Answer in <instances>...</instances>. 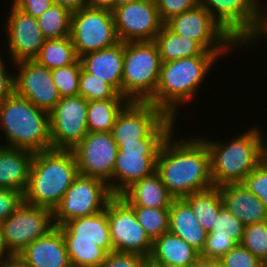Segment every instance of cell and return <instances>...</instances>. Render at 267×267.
Instances as JSON below:
<instances>
[{
	"label": "cell",
	"mask_w": 267,
	"mask_h": 267,
	"mask_svg": "<svg viewBox=\"0 0 267 267\" xmlns=\"http://www.w3.org/2000/svg\"><path fill=\"white\" fill-rule=\"evenodd\" d=\"M224 30L242 46L255 32L262 16L259 0H198Z\"/></svg>",
	"instance_id": "15"
},
{
	"label": "cell",
	"mask_w": 267,
	"mask_h": 267,
	"mask_svg": "<svg viewBox=\"0 0 267 267\" xmlns=\"http://www.w3.org/2000/svg\"><path fill=\"white\" fill-rule=\"evenodd\" d=\"M138 223L152 241L169 231V208L132 207Z\"/></svg>",
	"instance_id": "34"
},
{
	"label": "cell",
	"mask_w": 267,
	"mask_h": 267,
	"mask_svg": "<svg viewBox=\"0 0 267 267\" xmlns=\"http://www.w3.org/2000/svg\"><path fill=\"white\" fill-rule=\"evenodd\" d=\"M192 208L199 224L207 232L212 231L216 216L224 207L218 187L195 192L183 198Z\"/></svg>",
	"instance_id": "29"
},
{
	"label": "cell",
	"mask_w": 267,
	"mask_h": 267,
	"mask_svg": "<svg viewBox=\"0 0 267 267\" xmlns=\"http://www.w3.org/2000/svg\"><path fill=\"white\" fill-rule=\"evenodd\" d=\"M70 37L78 57L120 42L112 10L89 6L72 12Z\"/></svg>",
	"instance_id": "11"
},
{
	"label": "cell",
	"mask_w": 267,
	"mask_h": 267,
	"mask_svg": "<svg viewBox=\"0 0 267 267\" xmlns=\"http://www.w3.org/2000/svg\"><path fill=\"white\" fill-rule=\"evenodd\" d=\"M19 256L28 267H72L61 230L56 226L30 243Z\"/></svg>",
	"instance_id": "20"
},
{
	"label": "cell",
	"mask_w": 267,
	"mask_h": 267,
	"mask_svg": "<svg viewBox=\"0 0 267 267\" xmlns=\"http://www.w3.org/2000/svg\"><path fill=\"white\" fill-rule=\"evenodd\" d=\"M128 102L127 99L88 101V132H111L119 112Z\"/></svg>",
	"instance_id": "31"
},
{
	"label": "cell",
	"mask_w": 267,
	"mask_h": 267,
	"mask_svg": "<svg viewBox=\"0 0 267 267\" xmlns=\"http://www.w3.org/2000/svg\"><path fill=\"white\" fill-rule=\"evenodd\" d=\"M88 6L93 8L114 9V0H88Z\"/></svg>",
	"instance_id": "51"
},
{
	"label": "cell",
	"mask_w": 267,
	"mask_h": 267,
	"mask_svg": "<svg viewBox=\"0 0 267 267\" xmlns=\"http://www.w3.org/2000/svg\"><path fill=\"white\" fill-rule=\"evenodd\" d=\"M13 66L16 67L14 92L27 98L34 106L50 112L61 99L51 70L34 59L18 61Z\"/></svg>",
	"instance_id": "18"
},
{
	"label": "cell",
	"mask_w": 267,
	"mask_h": 267,
	"mask_svg": "<svg viewBox=\"0 0 267 267\" xmlns=\"http://www.w3.org/2000/svg\"><path fill=\"white\" fill-rule=\"evenodd\" d=\"M154 42L158 47L161 62L192 56H217L213 52L206 51L197 41L171 31L165 24L161 27Z\"/></svg>",
	"instance_id": "28"
},
{
	"label": "cell",
	"mask_w": 267,
	"mask_h": 267,
	"mask_svg": "<svg viewBox=\"0 0 267 267\" xmlns=\"http://www.w3.org/2000/svg\"><path fill=\"white\" fill-rule=\"evenodd\" d=\"M40 65L53 70L76 63L79 57L70 36L58 39H46L40 52L34 59Z\"/></svg>",
	"instance_id": "30"
},
{
	"label": "cell",
	"mask_w": 267,
	"mask_h": 267,
	"mask_svg": "<svg viewBox=\"0 0 267 267\" xmlns=\"http://www.w3.org/2000/svg\"><path fill=\"white\" fill-rule=\"evenodd\" d=\"M266 8V10H267V7H265ZM267 11H264L263 10V13H262V16H261V20L263 21V22H267V13H266Z\"/></svg>",
	"instance_id": "56"
},
{
	"label": "cell",
	"mask_w": 267,
	"mask_h": 267,
	"mask_svg": "<svg viewBox=\"0 0 267 267\" xmlns=\"http://www.w3.org/2000/svg\"><path fill=\"white\" fill-rule=\"evenodd\" d=\"M171 31L197 41L206 51L219 58L241 46L201 5L171 17L164 23ZM236 47V48H235ZM239 47V48H238ZM223 54V55H222Z\"/></svg>",
	"instance_id": "9"
},
{
	"label": "cell",
	"mask_w": 267,
	"mask_h": 267,
	"mask_svg": "<svg viewBox=\"0 0 267 267\" xmlns=\"http://www.w3.org/2000/svg\"><path fill=\"white\" fill-rule=\"evenodd\" d=\"M161 21L165 23L171 17L179 15L198 4V0H155Z\"/></svg>",
	"instance_id": "42"
},
{
	"label": "cell",
	"mask_w": 267,
	"mask_h": 267,
	"mask_svg": "<svg viewBox=\"0 0 267 267\" xmlns=\"http://www.w3.org/2000/svg\"><path fill=\"white\" fill-rule=\"evenodd\" d=\"M23 202V192L8 188H0V224Z\"/></svg>",
	"instance_id": "43"
},
{
	"label": "cell",
	"mask_w": 267,
	"mask_h": 267,
	"mask_svg": "<svg viewBox=\"0 0 267 267\" xmlns=\"http://www.w3.org/2000/svg\"><path fill=\"white\" fill-rule=\"evenodd\" d=\"M218 59V56H192L161 62L159 82L148 102L167 116L177 119L179 107L183 108L181 106L197 97L198 87H201Z\"/></svg>",
	"instance_id": "3"
},
{
	"label": "cell",
	"mask_w": 267,
	"mask_h": 267,
	"mask_svg": "<svg viewBox=\"0 0 267 267\" xmlns=\"http://www.w3.org/2000/svg\"><path fill=\"white\" fill-rule=\"evenodd\" d=\"M82 69L110 84L122 95L124 42L79 57Z\"/></svg>",
	"instance_id": "21"
},
{
	"label": "cell",
	"mask_w": 267,
	"mask_h": 267,
	"mask_svg": "<svg viewBox=\"0 0 267 267\" xmlns=\"http://www.w3.org/2000/svg\"><path fill=\"white\" fill-rule=\"evenodd\" d=\"M242 183L261 200L267 213V167L260 162Z\"/></svg>",
	"instance_id": "39"
},
{
	"label": "cell",
	"mask_w": 267,
	"mask_h": 267,
	"mask_svg": "<svg viewBox=\"0 0 267 267\" xmlns=\"http://www.w3.org/2000/svg\"><path fill=\"white\" fill-rule=\"evenodd\" d=\"M112 197L104 180L79 174L52 211L53 224L58 227L75 218L98 214Z\"/></svg>",
	"instance_id": "10"
},
{
	"label": "cell",
	"mask_w": 267,
	"mask_h": 267,
	"mask_svg": "<svg viewBox=\"0 0 267 267\" xmlns=\"http://www.w3.org/2000/svg\"><path fill=\"white\" fill-rule=\"evenodd\" d=\"M262 131V132H261ZM261 141V162L267 167V137L263 134V130H260Z\"/></svg>",
	"instance_id": "52"
},
{
	"label": "cell",
	"mask_w": 267,
	"mask_h": 267,
	"mask_svg": "<svg viewBox=\"0 0 267 267\" xmlns=\"http://www.w3.org/2000/svg\"><path fill=\"white\" fill-rule=\"evenodd\" d=\"M0 52V102L14 93V74L9 72L8 65Z\"/></svg>",
	"instance_id": "46"
},
{
	"label": "cell",
	"mask_w": 267,
	"mask_h": 267,
	"mask_svg": "<svg viewBox=\"0 0 267 267\" xmlns=\"http://www.w3.org/2000/svg\"><path fill=\"white\" fill-rule=\"evenodd\" d=\"M161 60L154 41L124 42L122 96L148 102L159 82Z\"/></svg>",
	"instance_id": "6"
},
{
	"label": "cell",
	"mask_w": 267,
	"mask_h": 267,
	"mask_svg": "<svg viewBox=\"0 0 267 267\" xmlns=\"http://www.w3.org/2000/svg\"><path fill=\"white\" fill-rule=\"evenodd\" d=\"M134 1L136 0H114V8L120 5H123V4H127L129 2H134Z\"/></svg>",
	"instance_id": "55"
},
{
	"label": "cell",
	"mask_w": 267,
	"mask_h": 267,
	"mask_svg": "<svg viewBox=\"0 0 267 267\" xmlns=\"http://www.w3.org/2000/svg\"><path fill=\"white\" fill-rule=\"evenodd\" d=\"M79 96L87 101L126 99L119 94L110 84L99 79L95 75L85 72L81 68L79 76Z\"/></svg>",
	"instance_id": "35"
},
{
	"label": "cell",
	"mask_w": 267,
	"mask_h": 267,
	"mask_svg": "<svg viewBox=\"0 0 267 267\" xmlns=\"http://www.w3.org/2000/svg\"><path fill=\"white\" fill-rule=\"evenodd\" d=\"M58 228L61 230L62 236H76V239L93 240L107 253L113 252L107 218V204L105 209L98 214L72 219Z\"/></svg>",
	"instance_id": "26"
},
{
	"label": "cell",
	"mask_w": 267,
	"mask_h": 267,
	"mask_svg": "<svg viewBox=\"0 0 267 267\" xmlns=\"http://www.w3.org/2000/svg\"><path fill=\"white\" fill-rule=\"evenodd\" d=\"M72 12L65 7L53 4L37 18V23L45 39H58L70 36Z\"/></svg>",
	"instance_id": "33"
},
{
	"label": "cell",
	"mask_w": 267,
	"mask_h": 267,
	"mask_svg": "<svg viewBox=\"0 0 267 267\" xmlns=\"http://www.w3.org/2000/svg\"><path fill=\"white\" fill-rule=\"evenodd\" d=\"M147 257L134 253L110 252L101 267H142Z\"/></svg>",
	"instance_id": "44"
},
{
	"label": "cell",
	"mask_w": 267,
	"mask_h": 267,
	"mask_svg": "<svg viewBox=\"0 0 267 267\" xmlns=\"http://www.w3.org/2000/svg\"><path fill=\"white\" fill-rule=\"evenodd\" d=\"M222 267H263L264 264L241 244H236L220 260Z\"/></svg>",
	"instance_id": "40"
},
{
	"label": "cell",
	"mask_w": 267,
	"mask_h": 267,
	"mask_svg": "<svg viewBox=\"0 0 267 267\" xmlns=\"http://www.w3.org/2000/svg\"><path fill=\"white\" fill-rule=\"evenodd\" d=\"M81 68L78 60L74 64L51 70L53 81L61 97L78 95Z\"/></svg>",
	"instance_id": "37"
},
{
	"label": "cell",
	"mask_w": 267,
	"mask_h": 267,
	"mask_svg": "<svg viewBox=\"0 0 267 267\" xmlns=\"http://www.w3.org/2000/svg\"><path fill=\"white\" fill-rule=\"evenodd\" d=\"M78 175L72 150L51 149L35 153L28 186L23 193L24 203L53 211Z\"/></svg>",
	"instance_id": "2"
},
{
	"label": "cell",
	"mask_w": 267,
	"mask_h": 267,
	"mask_svg": "<svg viewBox=\"0 0 267 267\" xmlns=\"http://www.w3.org/2000/svg\"><path fill=\"white\" fill-rule=\"evenodd\" d=\"M175 130L163 142L157 155L156 172L174 199L214 187L210 154L198 135L175 139Z\"/></svg>",
	"instance_id": "1"
},
{
	"label": "cell",
	"mask_w": 267,
	"mask_h": 267,
	"mask_svg": "<svg viewBox=\"0 0 267 267\" xmlns=\"http://www.w3.org/2000/svg\"><path fill=\"white\" fill-rule=\"evenodd\" d=\"M10 6L4 28L7 36L6 50L12 61L9 65H12L18 61L35 59L46 39L37 18L22 12L13 4Z\"/></svg>",
	"instance_id": "19"
},
{
	"label": "cell",
	"mask_w": 267,
	"mask_h": 267,
	"mask_svg": "<svg viewBox=\"0 0 267 267\" xmlns=\"http://www.w3.org/2000/svg\"><path fill=\"white\" fill-rule=\"evenodd\" d=\"M236 243L230 237L207 235L201 257L220 260Z\"/></svg>",
	"instance_id": "41"
},
{
	"label": "cell",
	"mask_w": 267,
	"mask_h": 267,
	"mask_svg": "<svg viewBox=\"0 0 267 267\" xmlns=\"http://www.w3.org/2000/svg\"><path fill=\"white\" fill-rule=\"evenodd\" d=\"M218 188L223 206L245 226L267 220V213L261 200L243 183H230Z\"/></svg>",
	"instance_id": "22"
},
{
	"label": "cell",
	"mask_w": 267,
	"mask_h": 267,
	"mask_svg": "<svg viewBox=\"0 0 267 267\" xmlns=\"http://www.w3.org/2000/svg\"><path fill=\"white\" fill-rule=\"evenodd\" d=\"M55 226L52 210L22 203L0 224L2 237L11 255H19L34 240Z\"/></svg>",
	"instance_id": "13"
},
{
	"label": "cell",
	"mask_w": 267,
	"mask_h": 267,
	"mask_svg": "<svg viewBox=\"0 0 267 267\" xmlns=\"http://www.w3.org/2000/svg\"><path fill=\"white\" fill-rule=\"evenodd\" d=\"M260 129L251 126L228 141L201 137L210 154V173L214 187L242 183L261 162Z\"/></svg>",
	"instance_id": "5"
},
{
	"label": "cell",
	"mask_w": 267,
	"mask_h": 267,
	"mask_svg": "<svg viewBox=\"0 0 267 267\" xmlns=\"http://www.w3.org/2000/svg\"><path fill=\"white\" fill-rule=\"evenodd\" d=\"M88 101L82 96L61 97L50 113L52 149L72 150L88 133Z\"/></svg>",
	"instance_id": "14"
},
{
	"label": "cell",
	"mask_w": 267,
	"mask_h": 267,
	"mask_svg": "<svg viewBox=\"0 0 267 267\" xmlns=\"http://www.w3.org/2000/svg\"><path fill=\"white\" fill-rule=\"evenodd\" d=\"M191 267H222L219 260L199 257Z\"/></svg>",
	"instance_id": "49"
},
{
	"label": "cell",
	"mask_w": 267,
	"mask_h": 267,
	"mask_svg": "<svg viewBox=\"0 0 267 267\" xmlns=\"http://www.w3.org/2000/svg\"><path fill=\"white\" fill-rule=\"evenodd\" d=\"M175 121L150 102L129 101L119 112L111 134L118 147L141 139H166L176 129Z\"/></svg>",
	"instance_id": "7"
},
{
	"label": "cell",
	"mask_w": 267,
	"mask_h": 267,
	"mask_svg": "<svg viewBox=\"0 0 267 267\" xmlns=\"http://www.w3.org/2000/svg\"><path fill=\"white\" fill-rule=\"evenodd\" d=\"M261 38L267 39V22H263L261 19H259L255 32L241 46V47H243L242 49L246 50V48H248V47L250 48L251 46H254V44H256V43L258 44V41L262 40Z\"/></svg>",
	"instance_id": "47"
},
{
	"label": "cell",
	"mask_w": 267,
	"mask_h": 267,
	"mask_svg": "<svg viewBox=\"0 0 267 267\" xmlns=\"http://www.w3.org/2000/svg\"><path fill=\"white\" fill-rule=\"evenodd\" d=\"M112 12L122 42L154 41L164 24L155 0H136L115 7Z\"/></svg>",
	"instance_id": "16"
},
{
	"label": "cell",
	"mask_w": 267,
	"mask_h": 267,
	"mask_svg": "<svg viewBox=\"0 0 267 267\" xmlns=\"http://www.w3.org/2000/svg\"><path fill=\"white\" fill-rule=\"evenodd\" d=\"M242 246L248 249L263 264L267 263V220L245 226Z\"/></svg>",
	"instance_id": "36"
},
{
	"label": "cell",
	"mask_w": 267,
	"mask_h": 267,
	"mask_svg": "<svg viewBox=\"0 0 267 267\" xmlns=\"http://www.w3.org/2000/svg\"><path fill=\"white\" fill-rule=\"evenodd\" d=\"M131 207L170 208L174 197L157 172L133 183L121 195Z\"/></svg>",
	"instance_id": "24"
},
{
	"label": "cell",
	"mask_w": 267,
	"mask_h": 267,
	"mask_svg": "<svg viewBox=\"0 0 267 267\" xmlns=\"http://www.w3.org/2000/svg\"><path fill=\"white\" fill-rule=\"evenodd\" d=\"M149 257L161 265L191 267L200 253L184 239L168 231L153 241Z\"/></svg>",
	"instance_id": "27"
},
{
	"label": "cell",
	"mask_w": 267,
	"mask_h": 267,
	"mask_svg": "<svg viewBox=\"0 0 267 267\" xmlns=\"http://www.w3.org/2000/svg\"><path fill=\"white\" fill-rule=\"evenodd\" d=\"M166 139H141L118 147L112 179L107 183L113 196L156 172L159 150Z\"/></svg>",
	"instance_id": "8"
},
{
	"label": "cell",
	"mask_w": 267,
	"mask_h": 267,
	"mask_svg": "<svg viewBox=\"0 0 267 267\" xmlns=\"http://www.w3.org/2000/svg\"><path fill=\"white\" fill-rule=\"evenodd\" d=\"M34 152L0 146V188L25 192Z\"/></svg>",
	"instance_id": "23"
},
{
	"label": "cell",
	"mask_w": 267,
	"mask_h": 267,
	"mask_svg": "<svg viewBox=\"0 0 267 267\" xmlns=\"http://www.w3.org/2000/svg\"><path fill=\"white\" fill-rule=\"evenodd\" d=\"M245 225L225 207L216 216L212 231L207 235L230 237L236 244H240Z\"/></svg>",
	"instance_id": "38"
},
{
	"label": "cell",
	"mask_w": 267,
	"mask_h": 267,
	"mask_svg": "<svg viewBox=\"0 0 267 267\" xmlns=\"http://www.w3.org/2000/svg\"><path fill=\"white\" fill-rule=\"evenodd\" d=\"M0 146L37 153L51 150L50 113L15 92L0 102Z\"/></svg>",
	"instance_id": "4"
},
{
	"label": "cell",
	"mask_w": 267,
	"mask_h": 267,
	"mask_svg": "<svg viewBox=\"0 0 267 267\" xmlns=\"http://www.w3.org/2000/svg\"><path fill=\"white\" fill-rule=\"evenodd\" d=\"M72 267H101L107 252L93 240L63 236Z\"/></svg>",
	"instance_id": "32"
},
{
	"label": "cell",
	"mask_w": 267,
	"mask_h": 267,
	"mask_svg": "<svg viewBox=\"0 0 267 267\" xmlns=\"http://www.w3.org/2000/svg\"><path fill=\"white\" fill-rule=\"evenodd\" d=\"M54 4L67 8L71 12L88 6V0H53Z\"/></svg>",
	"instance_id": "48"
},
{
	"label": "cell",
	"mask_w": 267,
	"mask_h": 267,
	"mask_svg": "<svg viewBox=\"0 0 267 267\" xmlns=\"http://www.w3.org/2000/svg\"><path fill=\"white\" fill-rule=\"evenodd\" d=\"M118 146L111 132H88L72 149L79 174L108 183L112 179Z\"/></svg>",
	"instance_id": "17"
},
{
	"label": "cell",
	"mask_w": 267,
	"mask_h": 267,
	"mask_svg": "<svg viewBox=\"0 0 267 267\" xmlns=\"http://www.w3.org/2000/svg\"><path fill=\"white\" fill-rule=\"evenodd\" d=\"M169 232L184 239L199 253L204 248L208 233L183 198L174 199L169 208Z\"/></svg>",
	"instance_id": "25"
},
{
	"label": "cell",
	"mask_w": 267,
	"mask_h": 267,
	"mask_svg": "<svg viewBox=\"0 0 267 267\" xmlns=\"http://www.w3.org/2000/svg\"><path fill=\"white\" fill-rule=\"evenodd\" d=\"M107 218L113 251L149 257L153 241L138 223L134 209L120 196L107 202Z\"/></svg>",
	"instance_id": "12"
},
{
	"label": "cell",
	"mask_w": 267,
	"mask_h": 267,
	"mask_svg": "<svg viewBox=\"0 0 267 267\" xmlns=\"http://www.w3.org/2000/svg\"><path fill=\"white\" fill-rule=\"evenodd\" d=\"M142 267H166V265H161L159 263H156L155 261H153L150 257H147L143 264Z\"/></svg>",
	"instance_id": "54"
},
{
	"label": "cell",
	"mask_w": 267,
	"mask_h": 267,
	"mask_svg": "<svg viewBox=\"0 0 267 267\" xmlns=\"http://www.w3.org/2000/svg\"><path fill=\"white\" fill-rule=\"evenodd\" d=\"M11 256H12L11 253L8 251V249L5 246L2 233H1V229H0V264Z\"/></svg>",
	"instance_id": "53"
},
{
	"label": "cell",
	"mask_w": 267,
	"mask_h": 267,
	"mask_svg": "<svg viewBox=\"0 0 267 267\" xmlns=\"http://www.w3.org/2000/svg\"><path fill=\"white\" fill-rule=\"evenodd\" d=\"M0 267H28L19 255H12L0 264Z\"/></svg>",
	"instance_id": "50"
},
{
	"label": "cell",
	"mask_w": 267,
	"mask_h": 267,
	"mask_svg": "<svg viewBox=\"0 0 267 267\" xmlns=\"http://www.w3.org/2000/svg\"><path fill=\"white\" fill-rule=\"evenodd\" d=\"M12 4L22 12L38 18L42 15L54 2L53 0H12Z\"/></svg>",
	"instance_id": "45"
}]
</instances>
